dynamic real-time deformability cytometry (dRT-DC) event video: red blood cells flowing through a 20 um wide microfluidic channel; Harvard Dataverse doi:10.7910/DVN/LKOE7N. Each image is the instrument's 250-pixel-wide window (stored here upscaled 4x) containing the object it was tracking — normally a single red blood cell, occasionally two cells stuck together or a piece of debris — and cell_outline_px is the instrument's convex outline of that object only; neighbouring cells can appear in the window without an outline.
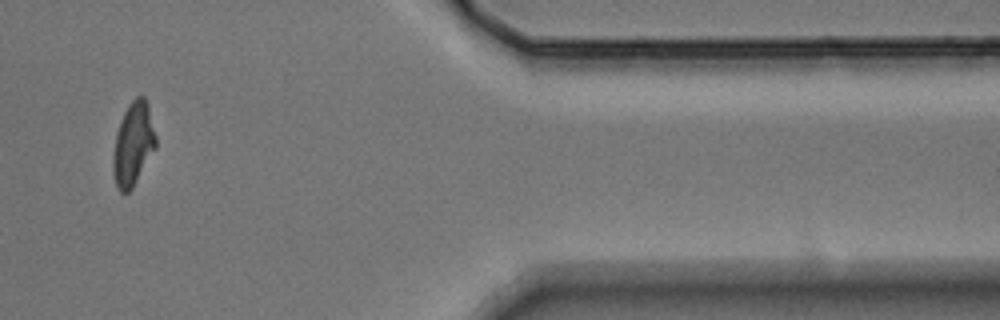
{"species": "Egyptian fruit bat (a non-hibernating species)", "species_latin": "Rousettus aegyptiacus", "temperature_condition": "warm", "stored_images_in_passage": 14, "camera_frame_rate_fps": 3000, "um_per_image_px": 0.085, "animal": {"sex": "male"}, "frame": {"image": 1, "passage_image": 12, "time_ms": 3.667, "image_size_px": [1000, 320], "cell_outline_px": [[156, 148], [132, 188], [128, 192], [120, 192], [116, 184], [112, 168], [112, 156], [116, 136], [120, 120], [128, 104], [136, 96], [144, 96], [148, 104], [156, 136]], "centroid_in_image_um": [11.32, 12.23], "position_along_channel_um": 400.1, "area_um2": 20.69}}